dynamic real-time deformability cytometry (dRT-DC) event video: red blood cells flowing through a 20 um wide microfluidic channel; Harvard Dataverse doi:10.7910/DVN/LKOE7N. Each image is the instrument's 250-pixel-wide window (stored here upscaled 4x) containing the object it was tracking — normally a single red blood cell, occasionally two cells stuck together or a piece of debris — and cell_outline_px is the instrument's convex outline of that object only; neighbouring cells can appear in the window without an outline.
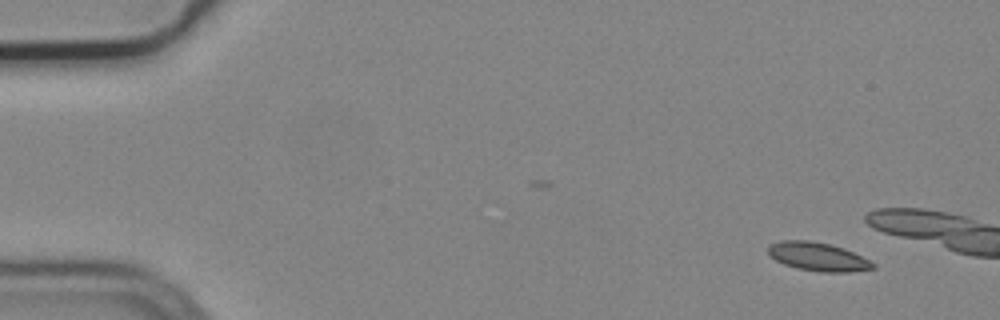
{"species": "common noctule bat (a hibernating species)", "species_latin": "Nyctalus noctula", "temperature_condition": "cold", "stored_images_in_passage": 5, "camera_frame_rate_fps": 3000, "um_per_image_px": 0.085, "animal": {"sex": "male", "body_mass_g": 19.2, "forearm_length_mm": 51.8}, "frame": {"image": 1, "passage_image": 1, "time_ms": 0.0, "image_size_px": [1000, 320], "cell_outline_px": [[876, 268], [848, 272], [820, 272], [796, 268], [784, 264], [776, 260], [768, 252], [768, 244], [780, 240], [808, 240], [828, 244], [844, 248], [876, 264]], "centroid_in_image_um": [69.5, 21.82], "position_along_channel_um": 15.5, "area_um2": 17.34}}